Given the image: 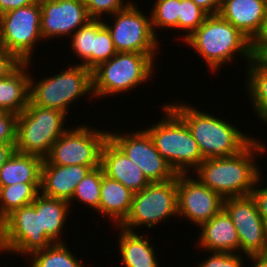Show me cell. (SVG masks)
I'll return each mask as SVG.
<instances>
[{"label":"cell","mask_w":267,"mask_h":267,"mask_svg":"<svg viewBox=\"0 0 267 267\" xmlns=\"http://www.w3.org/2000/svg\"><path fill=\"white\" fill-rule=\"evenodd\" d=\"M266 148L254 138L238 154L204 159L194 173L205 186L223 198L249 196L255 185H259L262 174L254 162L255 157L257 153H267Z\"/></svg>","instance_id":"1"},{"label":"cell","mask_w":267,"mask_h":267,"mask_svg":"<svg viewBox=\"0 0 267 267\" xmlns=\"http://www.w3.org/2000/svg\"><path fill=\"white\" fill-rule=\"evenodd\" d=\"M186 123L198 143L203 159L233 156L241 152L253 139L229 121L204 113L187 103H168Z\"/></svg>","instance_id":"2"},{"label":"cell","mask_w":267,"mask_h":267,"mask_svg":"<svg viewBox=\"0 0 267 267\" xmlns=\"http://www.w3.org/2000/svg\"><path fill=\"white\" fill-rule=\"evenodd\" d=\"M184 42L204 58L212 71L233 61L235 55L246 57L247 62L254 58L253 42L219 14L208 15Z\"/></svg>","instance_id":"3"},{"label":"cell","mask_w":267,"mask_h":267,"mask_svg":"<svg viewBox=\"0 0 267 267\" xmlns=\"http://www.w3.org/2000/svg\"><path fill=\"white\" fill-rule=\"evenodd\" d=\"M165 115L160 121L145 129L155 147L176 174H189L204 160L198 143L193 138L186 123L166 104ZM190 169V170H189Z\"/></svg>","instance_id":"4"},{"label":"cell","mask_w":267,"mask_h":267,"mask_svg":"<svg viewBox=\"0 0 267 267\" xmlns=\"http://www.w3.org/2000/svg\"><path fill=\"white\" fill-rule=\"evenodd\" d=\"M155 61L145 53L117 52L92 71L93 95L127 93L153 77Z\"/></svg>","instance_id":"5"},{"label":"cell","mask_w":267,"mask_h":267,"mask_svg":"<svg viewBox=\"0 0 267 267\" xmlns=\"http://www.w3.org/2000/svg\"><path fill=\"white\" fill-rule=\"evenodd\" d=\"M66 115L29 102L17 118L15 151L46 159L53 143L67 130Z\"/></svg>","instance_id":"6"},{"label":"cell","mask_w":267,"mask_h":267,"mask_svg":"<svg viewBox=\"0 0 267 267\" xmlns=\"http://www.w3.org/2000/svg\"><path fill=\"white\" fill-rule=\"evenodd\" d=\"M30 75L29 102L68 114L69 106L82 96L93 95L92 71L82 64L34 82ZM35 83V84H34Z\"/></svg>","instance_id":"7"},{"label":"cell","mask_w":267,"mask_h":267,"mask_svg":"<svg viewBox=\"0 0 267 267\" xmlns=\"http://www.w3.org/2000/svg\"><path fill=\"white\" fill-rule=\"evenodd\" d=\"M172 216L178 217L177 175L168 181L150 183L134 193L130 212L118 227L134 232L135 227L152 228Z\"/></svg>","instance_id":"8"},{"label":"cell","mask_w":267,"mask_h":267,"mask_svg":"<svg viewBox=\"0 0 267 267\" xmlns=\"http://www.w3.org/2000/svg\"><path fill=\"white\" fill-rule=\"evenodd\" d=\"M51 244L41 230L40 212L32 204L14 210L0 223V252L28 257Z\"/></svg>","instance_id":"9"},{"label":"cell","mask_w":267,"mask_h":267,"mask_svg":"<svg viewBox=\"0 0 267 267\" xmlns=\"http://www.w3.org/2000/svg\"><path fill=\"white\" fill-rule=\"evenodd\" d=\"M40 0L0 15V46L14 53L22 62H30L40 32ZM32 54V55H31Z\"/></svg>","instance_id":"10"},{"label":"cell","mask_w":267,"mask_h":267,"mask_svg":"<svg viewBox=\"0 0 267 267\" xmlns=\"http://www.w3.org/2000/svg\"><path fill=\"white\" fill-rule=\"evenodd\" d=\"M112 16L115 18L113 25L106 21L104 25L110 31L116 51L145 53L155 61L159 41L152 28L151 16L144 15L132 2Z\"/></svg>","instance_id":"11"},{"label":"cell","mask_w":267,"mask_h":267,"mask_svg":"<svg viewBox=\"0 0 267 267\" xmlns=\"http://www.w3.org/2000/svg\"><path fill=\"white\" fill-rule=\"evenodd\" d=\"M109 131L87 125L67 129L52 145L47 160L53 165H100L101 150Z\"/></svg>","instance_id":"12"},{"label":"cell","mask_w":267,"mask_h":267,"mask_svg":"<svg viewBox=\"0 0 267 267\" xmlns=\"http://www.w3.org/2000/svg\"><path fill=\"white\" fill-rule=\"evenodd\" d=\"M223 209L231 217L244 257L267 254V225L252 195L224 198Z\"/></svg>","instance_id":"13"},{"label":"cell","mask_w":267,"mask_h":267,"mask_svg":"<svg viewBox=\"0 0 267 267\" xmlns=\"http://www.w3.org/2000/svg\"><path fill=\"white\" fill-rule=\"evenodd\" d=\"M109 138L143 171L150 183L164 182L176 177L177 174L159 155L151 136L145 129L126 134L113 131L109 132Z\"/></svg>","instance_id":"14"},{"label":"cell","mask_w":267,"mask_h":267,"mask_svg":"<svg viewBox=\"0 0 267 267\" xmlns=\"http://www.w3.org/2000/svg\"><path fill=\"white\" fill-rule=\"evenodd\" d=\"M187 175L177 174L178 216L200 227L223 209L224 198Z\"/></svg>","instance_id":"15"},{"label":"cell","mask_w":267,"mask_h":267,"mask_svg":"<svg viewBox=\"0 0 267 267\" xmlns=\"http://www.w3.org/2000/svg\"><path fill=\"white\" fill-rule=\"evenodd\" d=\"M40 6V32L44 40L69 37L92 19L84 0H40Z\"/></svg>","instance_id":"16"},{"label":"cell","mask_w":267,"mask_h":267,"mask_svg":"<svg viewBox=\"0 0 267 267\" xmlns=\"http://www.w3.org/2000/svg\"><path fill=\"white\" fill-rule=\"evenodd\" d=\"M100 165H53L43 160L40 193L43 196L70 201L76 186Z\"/></svg>","instance_id":"17"},{"label":"cell","mask_w":267,"mask_h":267,"mask_svg":"<svg viewBox=\"0 0 267 267\" xmlns=\"http://www.w3.org/2000/svg\"><path fill=\"white\" fill-rule=\"evenodd\" d=\"M267 0H222L219 15L253 43L261 36Z\"/></svg>","instance_id":"18"},{"label":"cell","mask_w":267,"mask_h":267,"mask_svg":"<svg viewBox=\"0 0 267 267\" xmlns=\"http://www.w3.org/2000/svg\"><path fill=\"white\" fill-rule=\"evenodd\" d=\"M100 166L106 176L121 182L133 193L150 184L143 171L110 138L103 144Z\"/></svg>","instance_id":"19"},{"label":"cell","mask_w":267,"mask_h":267,"mask_svg":"<svg viewBox=\"0 0 267 267\" xmlns=\"http://www.w3.org/2000/svg\"><path fill=\"white\" fill-rule=\"evenodd\" d=\"M198 246L205 252L239 253L240 241L237 230L228 213L222 209L201 226Z\"/></svg>","instance_id":"20"},{"label":"cell","mask_w":267,"mask_h":267,"mask_svg":"<svg viewBox=\"0 0 267 267\" xmlns=\"http://www.w3.org/2000/svg\"><path fill=\"white\" fill-rule=\"evenodd\" d=\"M30 64L31 61L23 62L8 77L0 79V110L19 115L29 104Z\"/></svg>","instance_id":"21"},{"label":"cell","mask_w":267,"mask_h":267,"mask_svg":"<svg viewBox=\"0 0 267 267\" xmlns=\"http://www.w3.org/2000/svg\"><path fill=\"white\" fill-rule=\"evenodd\" d=\"M134 193L119 181L102 176L100 206L97 210L119 226L128 216Z\"/></svg>","instance_id":"22"},{"label":"cell","mask_w":267,"mask_h":267,"mask_svg":"<svg viewBox=\"0 0 267 267\" xmlns=\"http://www.w3.org/2000/svg\"><path fill=\"white\" fill-rule=\"evenodd\" d=\"M117 228L120 229L118 249L122 257L121 263L125 267H159L156 251L149 240L144 238L145 235L140 236L136 230L131 232L116 226Z\"/></svg>","instance_id":"23"},{"label":"cell","mask_w":267,"mask_h":267,"mask_svg":"<svg viewBox=\"0 0 267 267\" xmlns=\"http://www.w3.org/2000/svg\"><path fill=\"white\" fill-rule=\"evenodd\" d=\"M43 159L17 151L9 157L0 169V186L17 183H41Z\"/></svg>","instance_id":"24"},{"label":"cell","mask_w":267,"mask_h":267,"mask_svg":"<svg viewBox=\"0 0 267 267\" xmlns=\"http://www.w3.org/2000/svg\"><path fill=\"white\" fill-rule=\"evenodd\" d=\"M31 204L40 212L41 230H44L54 243H64L61 240L62 230L72 204L63 199L43 196L41 193Z\"/></svg>","instance_id":"25"},{"label":"cell","mask_w":267,"mask_h":267,"mask_svg":"<svg viewBox=\"0 0 267 267\" xmlns=\"http://www.w3.org/2000/svg\"><path fill=\"white\" fill-rule=\"evenodd\" d=\"M247 69L246 92L250 96L254 112L262 123L267 124V69L255 58L248 62Z\"/></svg>","instance_id":"26"},{"label":"cell","mask_w":267,"mask_h":267,"mask_svg":"<svg viewBox=\"0 0 267 267\" xmlns=\"http://www.w3.org/2000/svg\"><path fill=\"white\" fill-rule=\"evenodd\" d=\"M41 183L0 186V223L14 210L31 204L40 194Z\"/></svg>","instance_id":"27"},{"label":"cell","mask_w":267,"mask_h":267,"mask_svg":"<svg viewBox=\"0 0 267 267\" xmlns=\"http://www.w3.org/2000/svg\"><path fill=\"white\" fill-rule=\"evenodd\" d=\"M65 243H54L31 254L29 267H85Z\"/></svg>","instance_id":"28"},{"label":"cell","mask_w":267,"mask_h":267,"mask_svg":"<svg viewBox=\"0 0 267 267\" xmlns=\"http://www.w3.org/2000/svg\"><path fill=\"white\" fill-rule=\"evenodd\" d=\"M105 19H91L71 35V47L76 56L82 59L84 67L92 71V51H94V36L104 26Z\"/></svg>","instance_id":"29"},{"label":"cell","mask_w":267,"mask_h":267,"mask_svg":"<svg viewBox=\"0 0 267 267\" xmlns=\"http://www.w3.org/2000/svg\"><path fill=\"white\" fill-rule=\"evenodd\" d=\"M104 175L101 166L92 169L84 179L76 186L71 200L84 203L93 208L94 211L99 209L100 206V189L102 176Z\"/></svg>","instance_id":"30"},{"label":"cell","mask_w":267,"mask_h":267,"mask_svg":"<svg viewBox=\"0 0 267 267\" xmlns=\"http://www.w3.org/2000/svg\"><path fill=\"white\" fill-rule=\"evenodd\" d=\"M150 12L152 28L156 36L157 28L178 29L180 0H156Z\"/></svg>","instance_id":"31"},{"label":"cell","mask_w":267,"mask_h":267,"mask_svg":"<svg viewBox=\"0 0 267 267\" xmlns=\"http://www.w3.org/2000/svg\"><path fill=\"white\" fill-rule=\"evenodd\" d=\"M208 14L197 6L192 0H180V15L178 16V30L185 33L182 35L183 42L192 35L204 22Z\"/></svg>","instance_id":"32"},{"label":"cell","mask_w":267,"mask_h":267,"mask_svg":"<svg viewBox=\"0 0 267 267\" xmlns=\"http://www.w3.org/2000/svg\"><path fill=\"white\" fill-rule=\"evenodd\" d=\"M117 53L108 28L104 25L94 36L92 51V71L100 64L108 61Z\"/></svg>","instance_id":"33"},{"label":"cell","mask_w":267,"mask_h":267,"mask_svg":"<svg viewBox=\"0 0 267 267\" xmlns=\"http://www.w3.org/2000/svg\"><path fill=\"white\" fill-rule=\"evenodd\" d=\"M89 16L92 19H102V14L113 15L125 9L131 2L123 0H84Z\"/></svg>","instance_id":"34"},{"label":"cell","mask_w":267,"mask_h":267,"mask_svg":"<svg viewBox=\"0 0 267 267\" xmlns=\"http://www.w3.org/2000/svg\"><path fill=\"white\" fill-rule=\"evenodd\" d=\"M197 267H243L242 253L212 252Z\"/></svg>","instance_id":"35"},{"label":"cell","mask_w":267,"mask_h":267,"mask_svg":"<svg viewBox=\"0 0 267 267\" xmlns=\"http://www.w3.org/2000/svg\"><path fill=\"white\" fill-rule=\"evenodd\" d=\"M17 118L15 113L0 110V143L16 144Z\"/></svg>","instance_id":"36"},{"label":"cell","mask_w":267,"mask_h":267,"mask_svg":"<svg viewBox=\"0 0 267 267\" xmlns=\"http://www.w3.org/2000/svg\"><path fill=\"white\" fill-rule=\"evenodd\" d=\"M23 62L14 54L0 46V79L8 77Z\"/></svg>","instance_id":"37"},{"label":"cell","mask_w":267,"mask_h":267,"mask_svg":"<svg viewBox=\"0 0 267 267\" xmlns=\"http://www.w3.org/2000/svg\"><path fill=\"white\" fill-rule=\"evenodd\" d=\"M258 188L255 185L251 195L256 200L259 213L267 225V187Z\"/></svg>","instance_id":"38"},{"label":"cell","mask_w":267,"mask_h":267,"mask_svg":"<svg viewBox=\"0 0 267 267\" xmlns=\"http://www.w3.org/2000/svg\"><path fill=\"white\" fill-rule=\"evenodd\" d=\"M253 46L254 58L267 69V39H257Z\"/></svg>","instance_id":"39"},{"label":"cell","mask_w":267,"mask_h":267,"mask_svg":"<svg viewBox=\"0 0 267 267\" xmlns=\"http://www.w3.org/2000/svg\"><path fill=\"white\" fill-rule=\"evenodd\" d=\"M38 0H0V15L23 6L36 3Z\"/></svg>","instance_id":"40"},{"label":"cell","mask_w":267,"mask_h":267,"mask_svg":"<svg viewBox=\"0 0 267 267\" xmlns=\"http://www.w3.org/2000/svg\"><path fill=\"white\" fill-rule=\"evenodd\" d=\"M197 6L203 9L208 15L219 13L222 0H192Z\"/></svg>","instance_id":"41"},{"label":"cell","mask_w":267,"mask_h":267,"mask_svg":"<svg viewBox=\"0 0 267 267\" xmlns=\"http://www.w3.org/2000/svg\"><path fill=\"white\" fill-rule=\"evenodd\" d=\"M16 144L0 143V169L9 157L14 153Z\"/></svg>","instance_id":"42"},{"label":"cell","mask_w":267,"mask_h":267,"mask_svg":"<svg viewBox=\"0 0 267 267\" xmlns=\"http://www.w3.org/2000/svg\"><path fill=\"white\" fill-rule=\"evenodd\" d=\"M247 259L254 263H252V267H267V254L248 256Z\"/></svg>","instance_id":"43"},{"label":"cell","mask_w":267,"mask_h":267,"mask_svg":"<svg viewBox=\"0 0 267 267\" xmlns=\"http://www.w3.org/2000/svg\"><path fill=\"white\" fill-rule=\"evenodd\" d=\"M258 39H267V8H266V16H265L264 25L261 31V36Z\"/></svg>","instance_id":"44"}]
</instances>
